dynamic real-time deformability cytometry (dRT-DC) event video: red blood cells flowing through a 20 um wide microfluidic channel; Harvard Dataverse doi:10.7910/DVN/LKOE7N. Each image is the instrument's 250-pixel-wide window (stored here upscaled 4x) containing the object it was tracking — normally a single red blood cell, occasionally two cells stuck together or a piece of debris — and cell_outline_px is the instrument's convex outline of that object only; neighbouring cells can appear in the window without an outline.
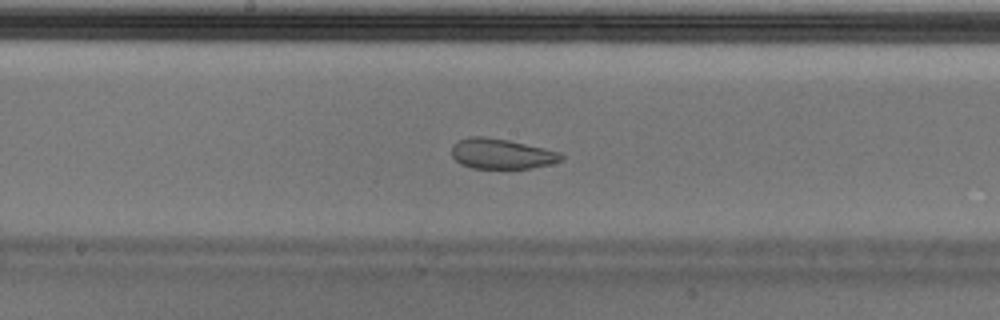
{"species": "Egyptian fruit bat (a non-hibernating species)", "species_latin": "Rousettus aegyptiacus", "temperature_condition": "cold", "stored_images_in_passage": 54, "camera_frame_rate_fps": 3000, "um_per_image_px": 0.085, "animal": {"sex": "male"}, "frame": {"image": 1, "passage_image": 28, "time_ms": 9.0, "image_size_px": [1000, 320], "cell_outline_px": [[564, 160], [532, 168], [472, 168], [460, 164], [452, 156], [452, 144], [468, 136], [484, 136], [508, 140], [560, 152], [564, 156]], "centroid_in_image_um": [42.61, 13.07], "position_along_channel_um": 205.6, "area_um2": 19.25}}
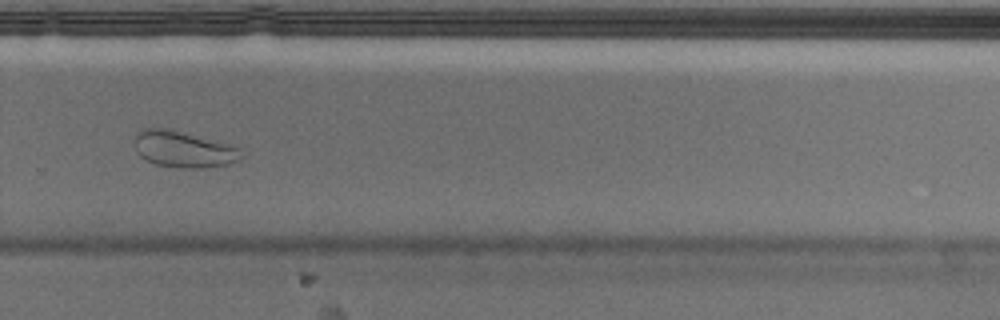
{"frame": {"image": 2, "passage_image": 37, "time_ms": 12.0, "image_size_px": [1000, 320], "cell_outline_px": [[244, 156], [240, 160], [228, 164], [204, 168], [184, 168], [156, 164], [140, 156], [136, 152], [136, 132], [144, 128], [172, 128], [228, 144], [240, 148]], "centroid_in_image_um": [15.63, 12.67], "position_along_channel_um": 314.2, "area_um2": 22.72}}
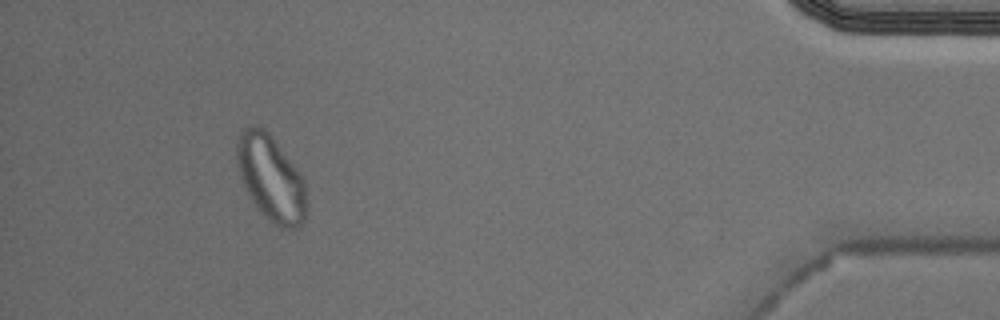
{"frame": {"image": 3, "passage_image": 50, "time_ms": 16.333, "image_size_px": [1000, 320], "cell_outline_px": [[308, 212], [300, 228], [280, 228], [272, 224], [260, 212], [252, 200], [240, 176], [236, 164], [236, 144], [240, 132], [248, 124], [256, 124], [264, 128], [268, 132], [296, 168], [304, 180]], "centroid_in_image_um": [23.03, 15.16], "position_along_channel_um": 412.2, "area_um2": 35.08}}